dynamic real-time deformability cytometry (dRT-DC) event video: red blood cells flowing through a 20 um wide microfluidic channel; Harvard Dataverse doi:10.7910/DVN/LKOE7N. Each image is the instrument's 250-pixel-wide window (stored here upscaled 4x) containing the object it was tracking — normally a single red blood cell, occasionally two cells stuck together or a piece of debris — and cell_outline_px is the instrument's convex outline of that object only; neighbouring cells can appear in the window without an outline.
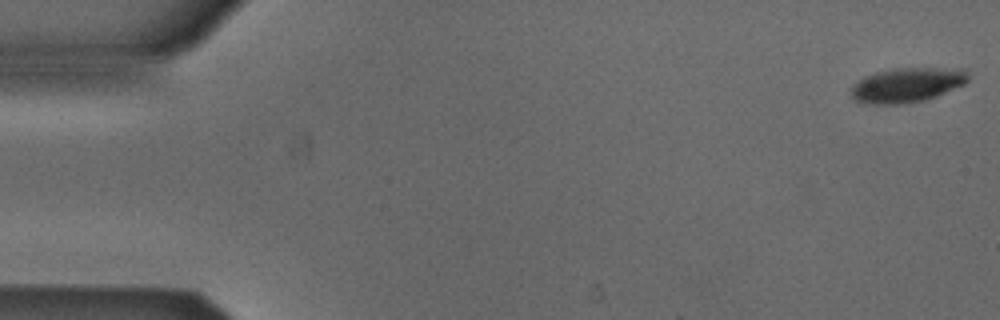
{"species": "Egyptian fruit bat (a non-hibernating species)", "species_latin": "Rousettus aegyptiacus", "temperature_condition": "cold", "stored_images_in_passage": 53, "camera_frame_rate_fps": 3000, "um_per_image_px": 0.085, "animal": {"sex": "male"}, "frame": {"image": 1, "passage_image": 1, "time_ms": 0.0, "image_size_px": [1000, 320], "cell_outline_px": [[968, 80], [964, 84], [936, 96], [924, 100], [904, 104], [872, 104], [856, 100], [852, 96], [852, 88], [864, 76], [876, 72], [896, 68], [968, 68]], "centroid_in_image_um": [77.16, 7.21], "position_along_channel_um": 7.8, "area_um2": 23.47}}
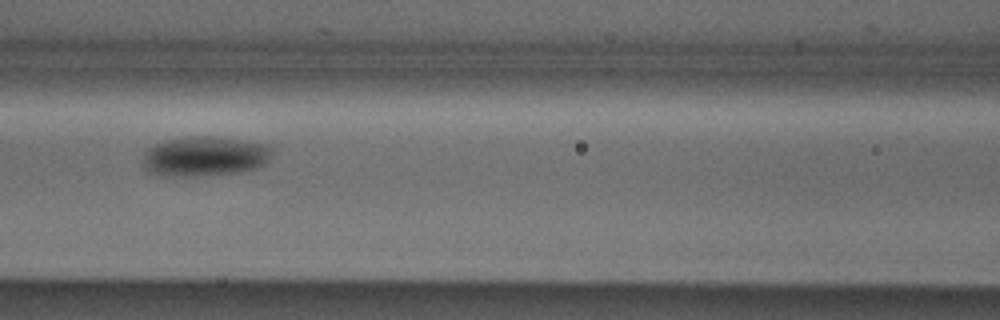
{"frame": {"image": 2, "passage_image": 23, "time_ms": 7.333, "image_size_px": [1000, 320], "cell_outline_px": [[272, 152], [264, 164], [256, 168], [244, 172], [204, 176], [164, 176], [152, 172], [144, 168], [144, 152], [148, 148], [156, 144], [168, 140], [192, 136], [212, 136], [244, 140], [272, 144]], "centroid_in_image_um": [17.46, 13.29], "position_along_channel_um": 149.1, "area_um2": 30.23}}
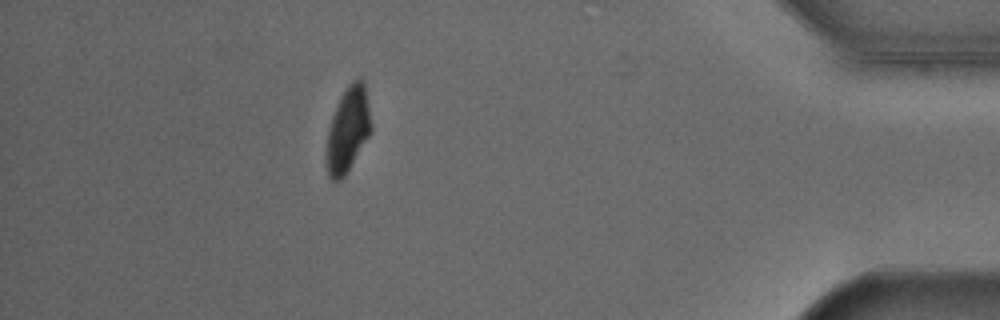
{"frame": {"image": 3, "passage_image": 47, "time_ms": 15.333, "image_size_px": [1000, 320], "cell_outline_px": [[372, 132], [344, 176], [340, 180], [332, 180], [328, 176], [328, 132], [332, 116], [348, 84], [352, 80], [364, 80], [372, 124]], "centroid_in_image_um": [29.62, 11.0], "position_along_channel_um": 405.6, "area_um2": 21.5}, "authors_computed_cell_mechanics": {"area_um2": 25.5476, "velocity_mm_per_s": 3.8597, "shape_relaxation_time_tau1_ms": 2.6101, "shape_relaxation_time_tau2_ms": null, "deformation_change_tau1": 0.1066, "deformation_change_tau2": null}}